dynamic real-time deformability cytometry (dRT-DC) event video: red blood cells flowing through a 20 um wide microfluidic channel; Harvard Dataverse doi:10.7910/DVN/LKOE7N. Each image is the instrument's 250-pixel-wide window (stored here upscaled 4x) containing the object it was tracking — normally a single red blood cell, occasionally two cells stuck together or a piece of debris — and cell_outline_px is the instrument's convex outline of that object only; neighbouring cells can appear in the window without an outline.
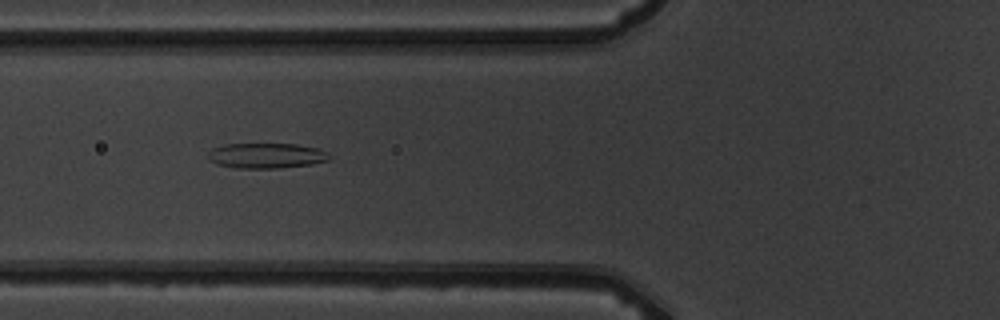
{"species": "common noctule bat (a hibernating species)", "species_latin": "Nyctalus noctula", "temperature_condition": "warm", "stored_images_in_passage": 11, "camera_frame_rate_fps": 3000, "um_per_image_px": 0.085, "animal": {"sex": "male", "body_mass_g": 19.5, "forearm_length_mm": 54.6}, "frame": {"image": 1, "passage_image": 7, "time_ms": 7.0, "image_size_px": [1000, 320], "cell_outline_px": [[332, 156], [328, 160], [312, 164], [280, 168], [236, 168], [216, 164], [208, 156], [208, 152], [212, 148], [224, 144], [296, 144], [320, 148], [328, 152]], "centroid_in_image_um": [22.68, 13.22], "position_along_channel_um": 103.1, "area_um2": 17.98}}
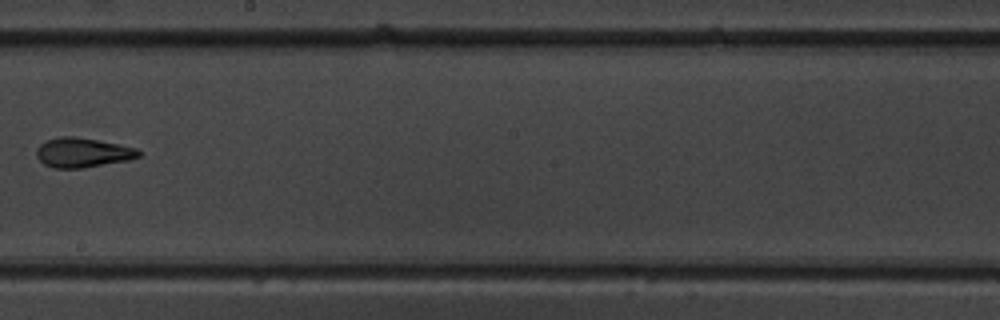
{"frame": {"image": 2, "passage_image": 10, "time_ms": 10.667, "image_size_px": [1000, 320], "cell_outline_px": [[140, 156], [128, 160], [80, 168], [52, 168], [44, 164], [36, 156], [36, 148], [44, 140], [60, 136], [72, 136], [96, 140], [136, 148], [140, 152]], "centroid_in_image_um": [6.96, 12.97], "position_along_channel_um": 241.2, "area_um2": 17.46}}
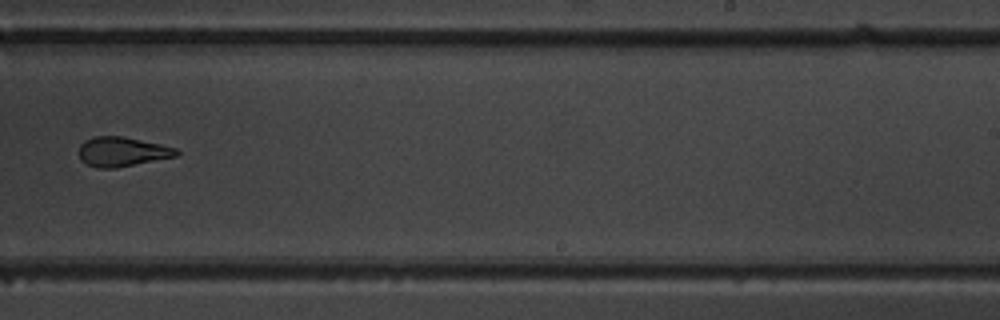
{"frame": {"image": 3, "passage_image": 11, "time_ms": 11.667, "image_size_px": [1000, 320], "cell_outline_px": [[180, 152], [176, 156], [116, 168], [96, 168], [80, 160], [80, 144], [84, 140], [92, 136], [124, 136], [160, 144], [176, 148]], "centroid_in_image_um": [10.36, 12.88], "position_along_channel_um": 278.6, "area_um2": 16.76}}